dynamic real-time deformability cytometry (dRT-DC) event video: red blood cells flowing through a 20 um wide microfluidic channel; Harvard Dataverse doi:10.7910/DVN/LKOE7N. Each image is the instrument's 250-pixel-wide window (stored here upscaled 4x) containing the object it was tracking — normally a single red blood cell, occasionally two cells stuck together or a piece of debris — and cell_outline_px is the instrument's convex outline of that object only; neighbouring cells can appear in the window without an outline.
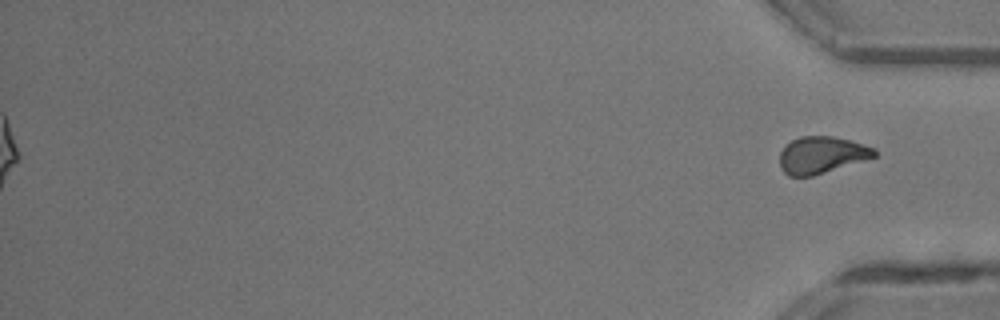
{"species": "common noctule bat (a hibernating species)", "species_latin": "Nyctalus noctula", "temperature_condition": "room temperature", "stored_images_in_passage": 35, "segment_of_instrument_passage": [2, 2], "camera_frame_rate_fps": 3000, "um_per_image_px": 0.085, "animal": {"sex": "male", "body_mass_g": 13.3}, "frame": {"image": 1, "passage_image": 35, "time_ms": 11.333, "image_size_px": [1000, 320], "cell_outline_px": [[876, 156], [864, 160], [812, 176], [788, 176], [780, 168], [780, 152], [792, 140], [800, 136], [832, 136], [852, 140], [876, 148]], "centroid_in_image_um": [69.84, 13.16], "position_along_channel_um": 365.4, "area_um2": 20.29}}